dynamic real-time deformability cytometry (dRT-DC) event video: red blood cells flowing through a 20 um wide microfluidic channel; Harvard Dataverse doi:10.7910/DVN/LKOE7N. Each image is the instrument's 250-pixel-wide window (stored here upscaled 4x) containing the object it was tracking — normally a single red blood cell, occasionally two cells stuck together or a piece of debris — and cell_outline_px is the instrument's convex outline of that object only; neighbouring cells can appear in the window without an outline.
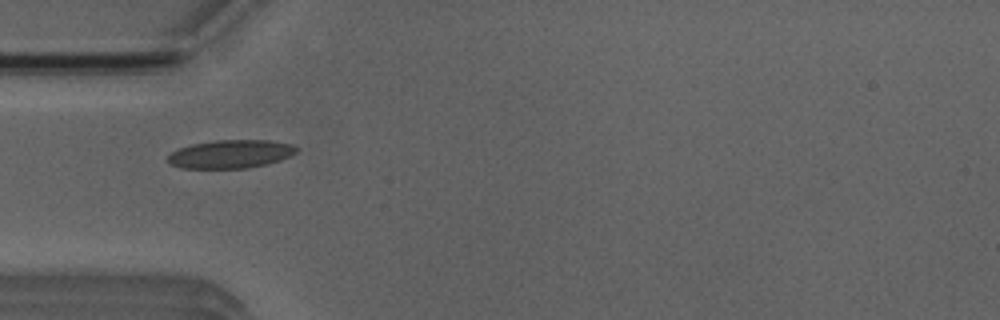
{"species": "Egyptian fruit bat (a non-hibernating species)", "species_latin": "Rousettus aegyptiacus", "temperature_condition": "room temperature", "stored_images_in_passage": 4, "camera_frame_rate_fps": 3000, "um_per_image_px": 0.085, "animal": {"sex": "male"}, "frame": {"image": 1, "passage_image": 1, "time_ms": 0.0, "image_size_px": [1000, 320], "cell_outline_px": [[296, 152], [280, 160], [268, 164], [248, 168], [180, 168], [172, 164], [168, 160], [168, 156], [172, 152], [180, 148], [192, 144], [216, 140], [272, 140], [292, 144], [296, 148]], "centroid_in_image_um": [19.62, 13.09], "position_along_channel_um": 65.4, "area_um2": 21.1}}
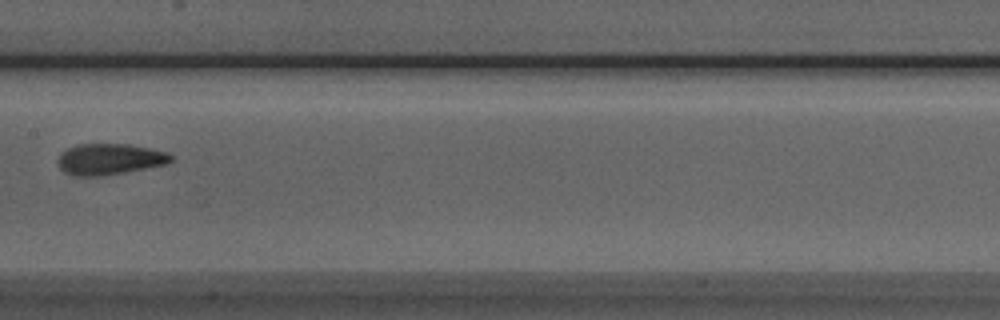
{"frame": {"image": 2, "passage_image": 4, "time_ms": 3.333, "image_size_px": [1000, 320], "cell_outline_px": [[176, 156], [172, 160], [164, 164], [124, 172], [100, 176], [76, 176], [64, 172], [56, 164], [56, 160], [60, 152], [68, 148], [80, 144], [128, 144], [152, 148], [168, 152]], "centroid_in_image_um": [9.29, 13.52], "position_along_channel_um": 198.1, "area_um2": 20.63}}